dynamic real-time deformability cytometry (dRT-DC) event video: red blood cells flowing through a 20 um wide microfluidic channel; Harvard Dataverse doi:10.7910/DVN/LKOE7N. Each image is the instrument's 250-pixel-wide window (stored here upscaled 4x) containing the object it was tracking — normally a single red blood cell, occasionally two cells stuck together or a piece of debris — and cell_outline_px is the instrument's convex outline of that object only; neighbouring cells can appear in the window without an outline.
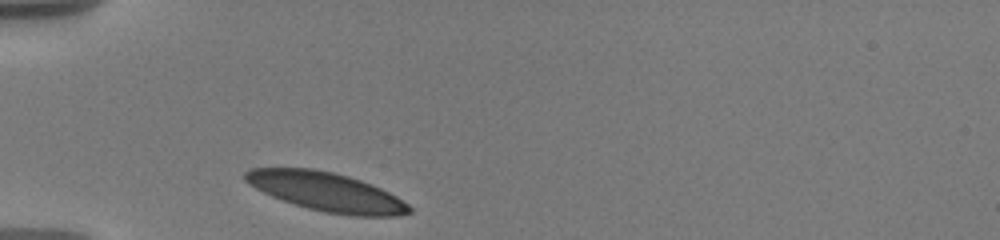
{"species": "human", "species_latin": "Homo sapiens", "temperature_condition": "warm", "stored_images_in_passage": 1, "camera_frame_rate_fps": 3000, "um_per_image_px": 0.085, "donor": {"sex": "male"}, "frame": {"image": 1, "passage_image": 1, "time_ms": 0.0, "image_size_px": [1000, 240], "cell_outline_px": [[412, 212], [396, 216], [352, 216], [324, 212], [308, 208], [272, 196], [248, 184], [244, 180], [244, 172], [252, 168], [312, 168], [332, 172], [348, 176], [372, 184], [396, 196], [408, 204], [412, 208]], "centroid_in_image_um": [27.75, 16.3], "position_along_channel_um": 57.2, "area_um2": 36.93}}